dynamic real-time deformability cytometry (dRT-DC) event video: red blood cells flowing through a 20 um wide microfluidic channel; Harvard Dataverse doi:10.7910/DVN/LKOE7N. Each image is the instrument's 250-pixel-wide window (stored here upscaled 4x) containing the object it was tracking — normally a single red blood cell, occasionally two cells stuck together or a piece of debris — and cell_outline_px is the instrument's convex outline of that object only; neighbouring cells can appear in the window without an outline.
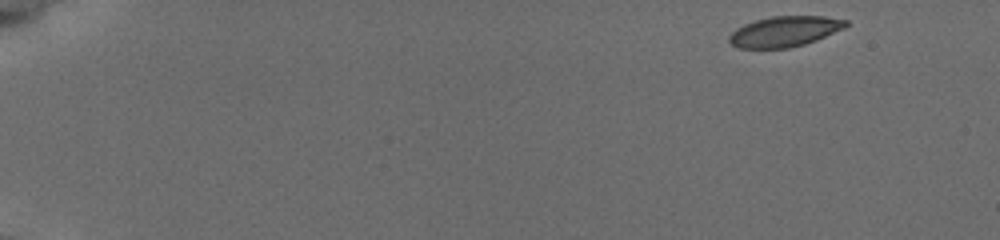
{"species": "common noctule bat (a hibernating species)", "species_latin": "Nyctalus noctula", "temperature_condition": "cold", "stored_images_in_passage": 33, "camera_frame_rate_fps": 3000, "um_per_image_px": 0.085, "animal": {"sex": "female", "body_mass_g": 19.5, "forearm_length_mm": 54.1}, "frame": {"image": 1, "passage_image": 1, "time_ms": 0.0, "image_size_px": [1000, 240], "cell_outline_px": [[848, 24], [844, 28], [816, 40], [804, 44], [788, 48], [740, 48], [732, 44], [728, 40], [728, 36], [736, 28], [744, 24], [756, 20], [772, 16], [824, 16], [848, 20]], "centroid_in_image_um": [66.69, 2.67], "position_along_channel_um": 18.3, "area_um2": 20.63}}
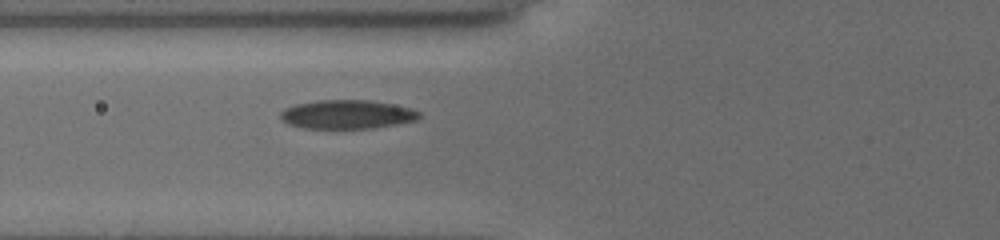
{"frame": {"image": 2, "passage_image": 21, "time_ms": 6.0, "image_size_px": [1000, 240], "cell_outline_px": [[420, 116], [416, 120], [396, 124], [372, 128], [304, 128], [288, 124], [280, 116], [280, 112], [296, 104], [320, 100], [368, 100], [408, 108], [420, 112]], "centroid_in_image_um": [29.48, 9.73], "position_along_channel_um": 96.3, "area_um2": 22.83}}
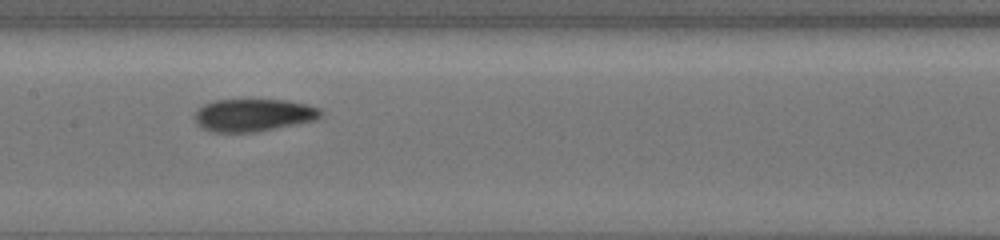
{"frame": {"image": 3, "passage_image": 32, "time_ms": 8.333, "image_size_px": [1000, 240], "cell_outline_px": [[320, 116], [312, 120], [252, 132], [212, 132], [204, 128], [196, 120], [196, 112], [204, 104], [216, 100], [284, 100], [304, 104], [320, 108]], "centroid_in_image_um": [21.5, 9.77], "position_along_channel_um": 185.9, "area_um2": 23.06}}